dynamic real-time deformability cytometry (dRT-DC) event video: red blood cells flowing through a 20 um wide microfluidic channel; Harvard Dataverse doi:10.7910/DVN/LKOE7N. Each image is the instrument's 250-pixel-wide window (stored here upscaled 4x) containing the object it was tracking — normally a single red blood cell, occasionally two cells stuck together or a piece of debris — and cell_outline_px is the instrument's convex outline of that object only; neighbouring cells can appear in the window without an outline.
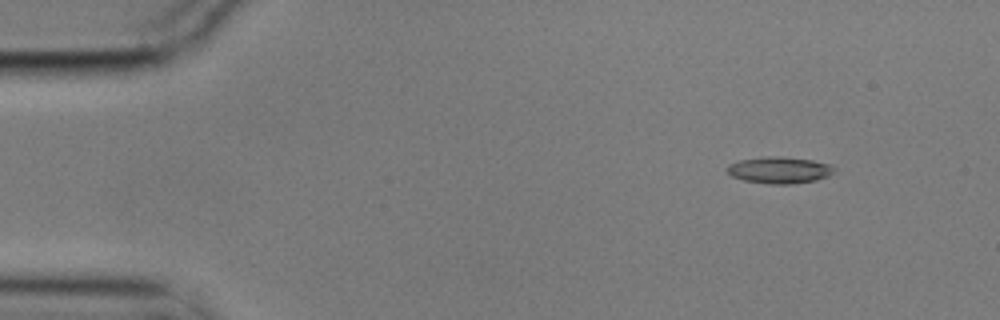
{"species": "common noctule bat (a hibernating species)", "species_latin": "Nyctalus noctula", "temperature_condition": "cold", "stored_images_in_passage": 5, "camera_frame_rate_fps": 3000, "um_per_image_px": 0.085, "animal": {"sex": "male", "body_mass_g": 17.9}, "frame": {"image": 1, "passage_image": 1, "time_ms": 0.0, "image_size_px": [1000, 320], "cell_outline_px": [[836, 168], [828, 176], [816, 180], [792, 184], [772, 184], [744, 180], [732, 176], [728, 172], [728, 164], [740, 160], [764, 156], [780, 156], [812, 160], [832, 164]], "centroid_in_image_um": [66.28, 14.45], "position_along_channel_um": 18.7, "area_um2": 16.59}}
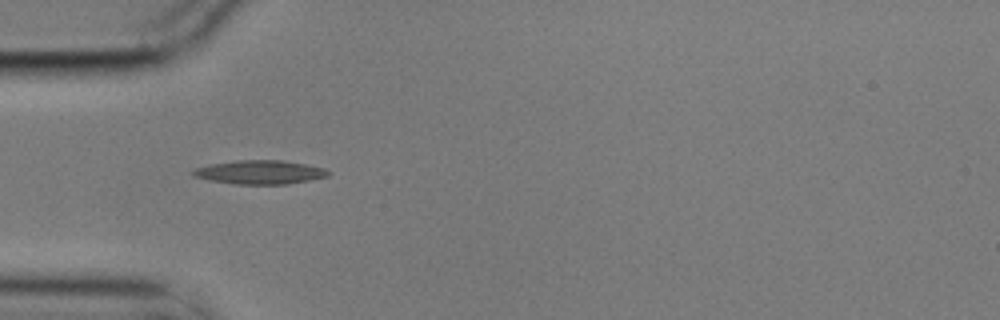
{"frame": {"image": 2, "passage_image": 4, "time_ms": 1.0, "image_size_px": [1000, 320], "cell_outline_px": [[328, 176], [288, 184], [236, 184], [208, 180], [192, 176], [192, 172], [196, 168], [212, 164], [236, 160], [280, 160], [304, 164], [324, 168], [328, 172]], "centroid_in_image_um": [22.05, 14.64], "position_along_channel_um": 62.9, "area_um2": 18.5}}
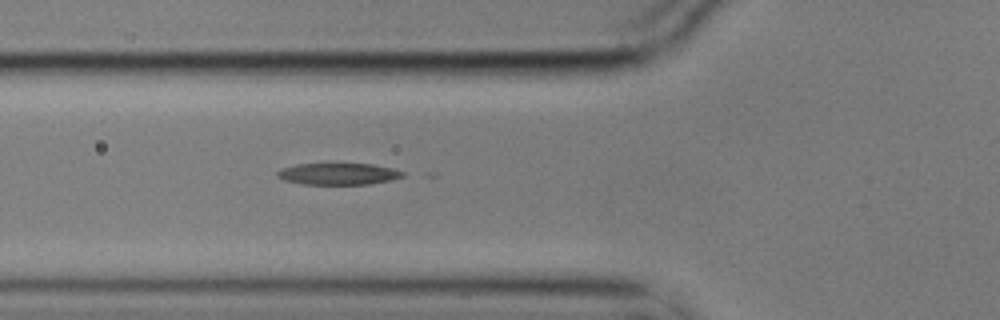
{"frame": {"image": 3, "passage_image": 5, "time_ms": 1.333, "image_size_px": [1000, 320], "cell_outline_px": [[404, 176], [392, 180], [372, 184], [304, 184], [284, 180], [276, 176], [276, 172], [284, 168], [296, 164], [372, 164], [392, 168], [404, 172]], "centroid_in_image_um": [28.78, 14.78], "position_along_channel_um": 97.0, "area_um2": 15.72}}